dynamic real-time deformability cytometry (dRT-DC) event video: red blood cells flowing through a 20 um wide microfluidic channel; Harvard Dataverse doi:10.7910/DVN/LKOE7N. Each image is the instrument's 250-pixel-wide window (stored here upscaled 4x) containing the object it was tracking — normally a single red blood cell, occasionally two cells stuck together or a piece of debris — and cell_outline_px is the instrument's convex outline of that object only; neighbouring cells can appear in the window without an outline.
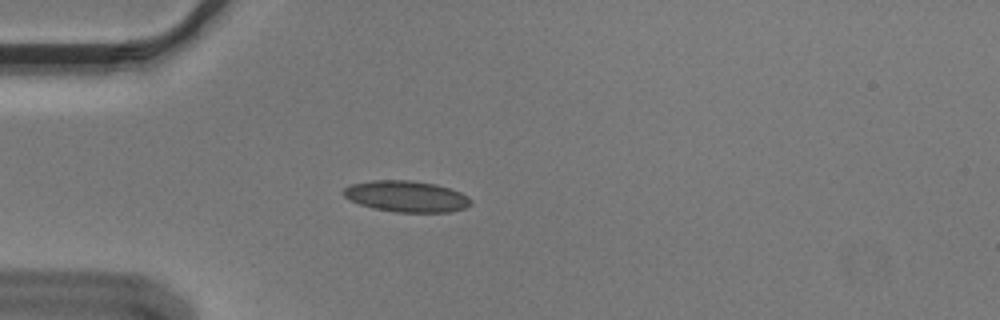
{"species": "Egyptian fruit bat (a non-hibernating species)", "species_latin": "Rousettus aegyptiacus", "temperature_condition": "cold", "stored_images_in_passage": 54, "camera_frame_rate_fps": 3000, "um_per_image_px": 0.085, "animal": {"sex": "male"}, "frame": {"image": 1, "passage_image": 14, "time_ms": 4.333, "image_size_px": [1000, 320], "cell_outline_px": [[472, 204], [464, 208], [452, 212], [396, 212], [372, 208], [360, 204], [344, 196], [344, 188], [352, 184], [372, 180], [412, 180], [436, 184], [460, 192], [468, 196], [472, 200]], "centroid_in_image_um": [34.58, 16.69], "position_along_channel_um": 50.4, "area_um2": 23.12}}
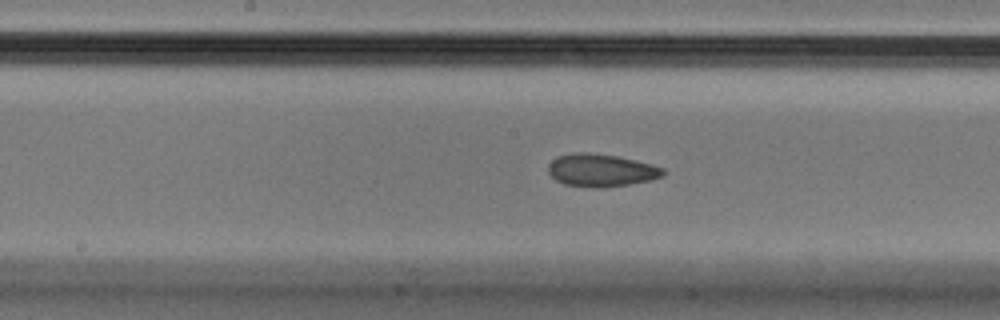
{"frame": {"image": 2, "passage_image": 27, "time_ms": 8.667, "image_size_px": [1000, 320], "cell_outline_px": [[668, 172], [664, 176], [652, 180], [604, 188], [592, 188], [564, 184], [556, 180], [548, 172], [548, 164], [556, 156], [572, 152], [588, 152], [616, 156], [652, 164], [664, 168]], "centroid_in_image_um": [51.11, 14.47], "position_along_channel_um": 197.1, "area_um2": 22.2}}
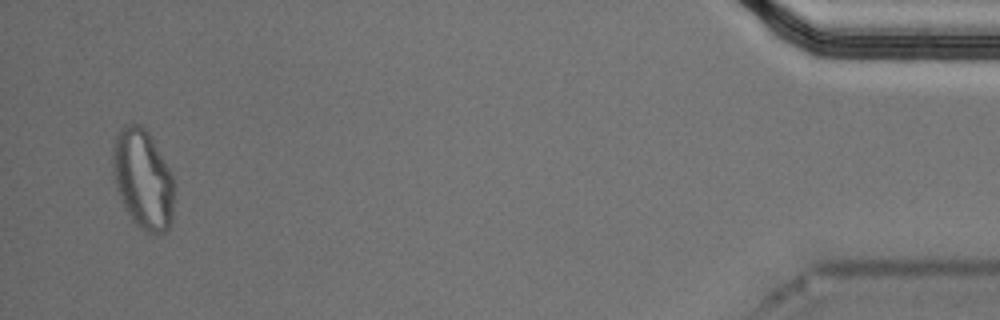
{"frame": {"image": 3, "passage_image": 52, "time_ms": 17.0, "image_size_px": [1000, 320], "cell_outline_px": [[172, 220], [168, 228], [164, 232], [148, 232], [140, 228], [132, 220], [120, 196], [112, 172], [112, 148], [116, 136], [120, 128], [124, 124], [140, 124], [148, 132], [168, 168], [172, 176]], "centroid_in_image_um": [12.11, 15.19], "position_along_channel_um": 423.1, "area_um2": 34.91}, "authors_computed_cell_mechanics": {"area_um2": 22.1085, "velocity_mm_per_s": 3.639, "shape_relaxation_time_tau1_ms": null, "shape_relaxation_time_tau2_ms": 2.4958, "deformation_change_tau1": null, "deformation_change_tau2": 0.0868}}